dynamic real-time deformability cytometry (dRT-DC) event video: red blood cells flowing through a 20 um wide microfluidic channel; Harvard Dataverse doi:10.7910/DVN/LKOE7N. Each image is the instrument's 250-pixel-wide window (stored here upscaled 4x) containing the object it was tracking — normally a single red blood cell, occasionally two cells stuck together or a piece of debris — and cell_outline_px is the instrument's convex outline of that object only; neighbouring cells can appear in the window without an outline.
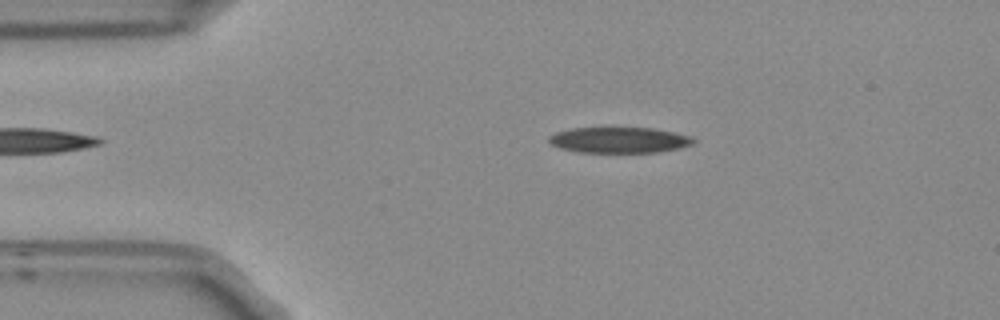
{"species": "Egyptian fruit bat (a non-hibernating species)", "species_latin": "Rousettus aegyptiacus", "temperature_condition": "room temperature", "stored_images_in_passage": 2, "camera_frame_rate_fps": 3000, "um_per_image_px": 0.085, "frame": {"image": 1, "passage_image": 1, "time_ms": 0.0, "image_size_px": [1000, 320], "cell_outline_px": [[696, 144], [680, 148], [656, 152], [576, 152], [560, 148], [552, 144], [548, 140], [548, 136], [556, 132], [572, 128], [652, 128], [692, 136], [696, 140]], "centroid_in_image_um": [52.66, 11.9], "position_along_channel_um": 32.3, "area_um2": 21.73}}